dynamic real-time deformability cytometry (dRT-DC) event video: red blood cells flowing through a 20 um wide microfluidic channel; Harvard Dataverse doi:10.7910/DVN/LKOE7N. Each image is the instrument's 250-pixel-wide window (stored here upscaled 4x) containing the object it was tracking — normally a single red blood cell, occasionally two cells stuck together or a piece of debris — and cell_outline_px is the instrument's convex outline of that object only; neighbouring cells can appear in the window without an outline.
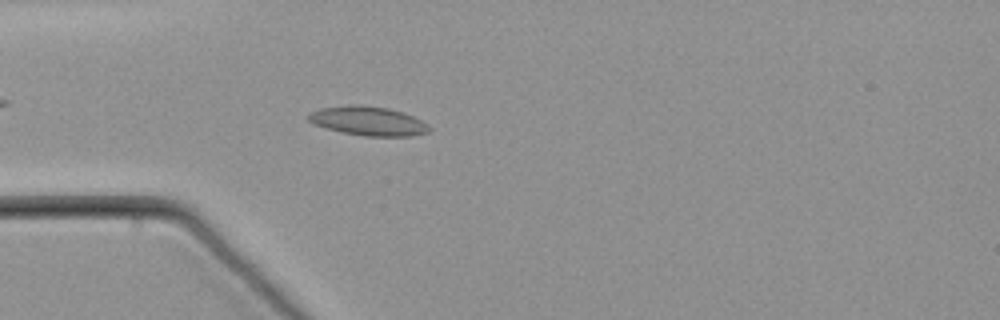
{"species": "common noctule bat (a hibernating species)", "species_latin": "Nyctalus noctula", "temperature_condition": "warm", "stored_images_in_passage": 21, "camera_frame_rate_fps": 3000, "um_per_image_px": 0.085, "animal": {"sex": "male", "body_mass_g": 21.5, "forearm_length_mm": 52.0}, "frame": {"image": 1, "passage_image": 6, "time_ms": 1.667, "image_size_px": [1000, 320], "cell_outline_px": [[432, 128], [428, 132], [412, 136], [364, 136], [340, 132], [324, 128], [312, 124], [308, 120], [308, 112], [320, 108], [352, 104], [360, 104], [388, 108], [404, 112], [428, 124]], "centroid_in_image_um": [31.26, 10.28], "position_along_channel_um": 53.7, "area_um2": 20.81}}
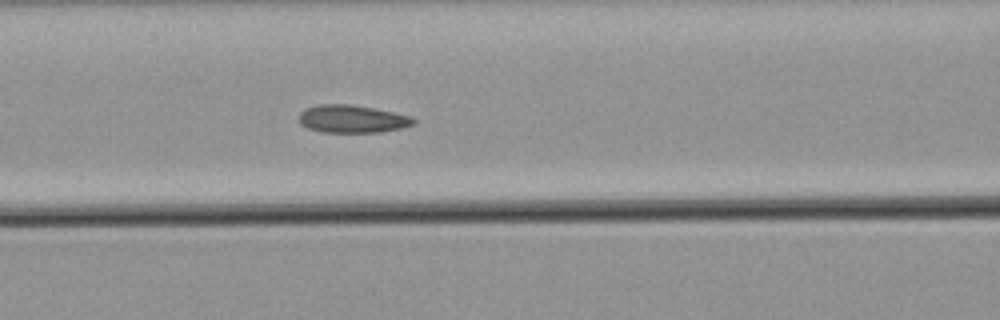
{"frame": {"image": 2, "passage_image": 14, "time_ms": 4.333, "image_size_px": [1000, 320], "cell_outline_px": [[416, 124], [400, 128], [380, 132], [324, 132], [308, 128], [300, 124], [300, 112], [304, 108], [316, 104], [352, 104], [412, 116], [416, 120]], "centroid_in_image_um": [29.93, 10.1], "position_along_channel_um": 136.7, "area_um2": 18.55}}
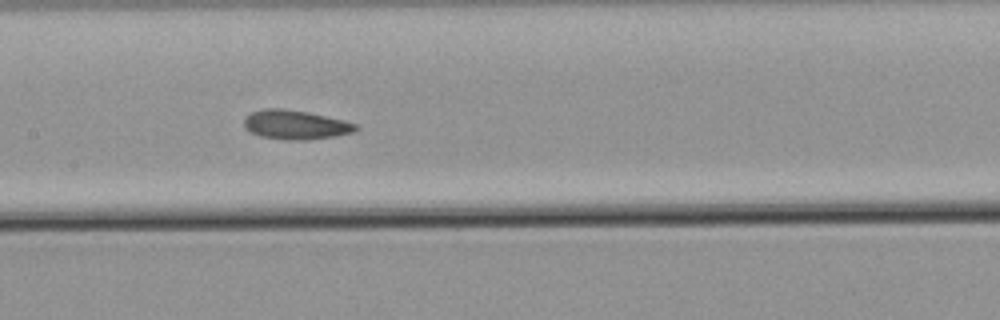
{"frame": {"image": 3, "passage_image": 18, "time_ms": 5.667, "image_size_px": [1000, 320], "cell_outline_px": [[360, 128], [356, 132], [336, 136], [304, 140], [284, 140], [260, 136], [244, 128], [244, 120], [252, 112], [264, 108], [284, 108], [308, 112], [344, 120], [356, 124]], "centroid_in_image_um": [25.15, 10.61], "position_along_channel_um": 182.2, "area_um2": 19.13}}